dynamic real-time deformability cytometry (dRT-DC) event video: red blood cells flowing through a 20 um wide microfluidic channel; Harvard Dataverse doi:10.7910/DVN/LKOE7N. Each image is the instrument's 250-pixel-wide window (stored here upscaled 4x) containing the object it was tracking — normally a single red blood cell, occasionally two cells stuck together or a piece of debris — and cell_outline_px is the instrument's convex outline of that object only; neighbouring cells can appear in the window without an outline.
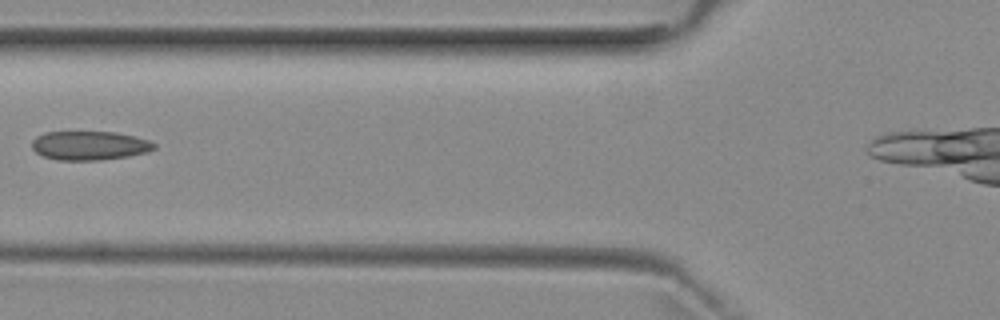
{"species": "common noctule bat (a hibernating species)", "species_latin": "Nyctalus noctula", "temperature_condition": "room temperature", "stored_images_in_passage": 2, "camera_frame_rate_fps": 3000, "um_per_image_px": 0.085, "animal": {"sex": "female", "body_mass_g": 29.2, "forearm_length_mm": 56.3}, "frame": {"image": 1, "passage_image": 2, "time_ms": 1.0, "image_size_px": [1000, 320], "cell_outline_px": [[156, 148], [144, 152], [128, 156], [100, 160], [56, 160], [44, 156], [36, 152], [32, 148], [32, 140], [36, 136], [44, 132], [116, 132], [148, 140], [156, 144]], "centroid_in_image_um": [7.57, 12.37], "position_along_channel_um": 118.2, "area_um2": 20.52}}